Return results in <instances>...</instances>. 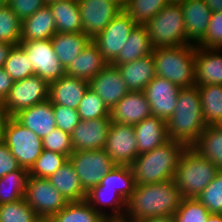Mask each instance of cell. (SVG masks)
I'll list each match as a JSON object with an SVG mask.
<instances>
[{"mask_svg": "<svg viewBox=\"0 0 222 222\" xmlns=\"http://www.w3.org/2000/svg\"><path fill=\"white\" fill-rule=\"evenodd\" d=\"M181 195L174 180L136 185L126 202L122 222H139L157 217H174Z\"/></svg>", "mask_w": 222, "mask_h": 222, "instance_id": "obj_1", "label": "cell"}, {"mask_svg": "<svg viewBox=\"0 0 222 222\" xmlns=\"http://www.w3.org/2000/svg\"><path fill=\"white\" fill-rule=\"evenodd\" d=\"M168 139L192 147L207 127L198 86L181 88L173 115L167 120Z\"/></svg>", "mask_w": 222, "mask_h": 222, "instance_id": "obj_2", "label": "cell"}, {"mask_svg": "<svg viewBox=\"0 0 222 222\" xmlns=\"http://www.w3.org/2000/svg\"><path fill=\"white\" fill-rule=\"evenodd\" d=\"M186 148L184 144L169 139L152 151L138 155L130 165L136 185L172 180Z\"/></svg>", "mask_w": 222, "mask_h": 222, "instance_id": "obj_3", "label": "cell"}, {"mask_svg": "<svg viewBox=\"0 0 222 222\" xmlns=\"http://www.w3.org/2000/svg\"><path fill=\"white\" fill-rule=\"evenodd\" d=\"M156 76L180 88L195 86L196 46L180 45L153 49Z\"/></svg>", "mask_w": 222, "mask_h": 222, "instance_id": "obj_4", "label": "cell"}, {"mask_svg": "<svg viewBox=\"0 0 222 222\" xmlns=\"http://www.w3.org/2000/svg\"><path fill=\"white\" fill-rule=\"evenodd\" d=\"M219 169L199 155L193 148H186L179 159L174 182L182 198H197L215 178Z\"/></svg>", "mask_w": 222, "mask_h": 222, "instance_id": "obj_5", "label": "cell"}, {"mask_svg": "<svg viewBox=\"0 0 222 222\" xmlns=\"http://www.w3.org/2000/svg\"><path fill=\"white\" fill-rule=\"evenodd\" d=\"M152 48L187 45L184 16L180 4H169L146 24Z\"/></svg>", "mask_w": 222, "mask_h": 222, "instance_id": "obj_6", "label": "cell"}, {"mask_svg": "<svg viewBox=\"0 0 222 222\" xmlns=\"http://www.w3.org/2000/svg\"><path fill=\"white\" fill-rule=\"evenodd\" d=\"M2 141L10 149L20 167L30 170L43 151L42 138L27 127L20 124L14 117L6 122Z\"/></svg>", "mask_w": 222, "mask_h": 222, "instance_id": "obj_7", "label": "cell"}, {"mask_svg": "<svg viewBox=\"0 0 222 222\" xmlns=\"http://www.w3.org/2000/svg\"><path fill=\"white\" fill-rule=\"evenodd\" d=\"M24 199L43 221H49L68 201L46 178L29 176Z\"/></svg>", "mask_w": 222, "mask_h": 222, "instance_id": "obj_8", "label": "cell"}, {"mask_svg": "<svg viewBox=\"0 0 222 222\" xmlns=\"http://www.w3.org/2000/svg\"><path fill=\"white\" fill-rule=\"evenodd\" d=\"M69 160L86 192L100 184L101 179L116 166L104 149L74 151Z\"/></svg>", "mask_w": 222, "mask_h": 222, "instance_id": "obj_9", "label": "cell"}, {"mask_svg": "<svg viewBox=\"0 0 222 222\" xmlns=\"http://www.w3.org/2000/svg\"><path fill=\"white\" fill-rule=\"evenodd\" d=\"M50 84L38 75L14 81L8 96L3 101L10 117L49 99Z\"/></svg>", "mask_w": 222, "mask_h": 222, "instance_id": "obj_10", "label": "cell"}, {"mask_svg": "<svg viewBox=\"0 0 222 222\" xmlns=\"http://www.w3.org/2000/svg\"><path fill=\"white\" fill-rule=\"evenodd\" d=\"M135 25L132 18L125 11H121L92 39L108 63H112L118 57Z\"/></svg>", "mask_w": 222, "mask_h": 222, "instance_id": "obj_11", "label": "cell"}, {"mask_svg": "<svg viewBox=\"0 0 222 222\" xmlns=\"http://www.w3.org/2000/svg\"><path fill=\"white\" fill-rule=\"evenodd\" d=\"M32 63L35 75L49 84L65 75V68L57 58L51 39L20 42Z\"/></svg>", "mask_w": 222, "mask_h": 222, "instance_id": "obj_12", "label": "cell"}, {"mask_svg": "<svg viewBox=\"0 0 222 222\" xmlns=\"http://www.w3.org/2000/svg\"><path fill=\"white\" fill-rule=\"evenodd\" d=\"M104 150L116 165L130 166L138 156L134 125L112 122Z\"/></svg>", "mask_w": 222, "mask_h": 222, "instance_id": "obj_13", "label": "cell"}, {"mask_svg": "<svg viewBox=\"0 0 222 222\" xmlns=\"http://www.w3.org/2000/svg\"><path fill=\"white\" fill-rule=\"evenodd\" d=\"M83 33L91 40L101 33L123 9L108 0H78Z\"/></svg>", "mask_w": 222, "mask_h": 222, "instance_id": "obj_14", "label": "cell"}, {"mask_svg": "<svg viewBox=\"0 0 222 222\" xmlns=\"http://www.w3.org/2000/svg\"><path fill=\"white\" fill-rule=\"evenodd\" d=\"M180 89L173 82L156 76L144 90L152 116L164 119L167 122L176 108Z\"/></svg>", "mask_w": 222, "mask_h": 222, "instance_id": "obj_15", "label": "cell"}, {"mask_svg": "<svg viewBox=\"0 0 222 222\" xmlns=\"http://www.w3.org/2000/svg\"><path fill=\"white\" fill-rule=\"evenodd\" d=\"M111 123L110 116L87 121L81 120L70 134L73 150L104 149Z\"/></svg>", "mask_w": 222, "mask_h": 222, "instance_id": "obj_16", "label": "cell"}, {"mask_svg": "<svg viewBox=\"0 0 222 222\" xmlns=\"http://www.w3.org/2000/svg\"><path fill=\"white\" fill-rule=\"evenodd\" d=\"M89 87L109 111L129 92L119 69L111 63L89 81Z\"/></svg>", "mask_w": 222, "mask_h": 222, "instance_id": "obj_17", "label": "cell"}, {"mask_svg": "<svg viewBox=\"0 0 222 222\" xmlns=\"http://www.w3.org/2000/svg\"><path fill=\"white\" fill-rule=\"evenodd\" d=\"M111 122L136 125L152 116L144 91H129L110 111Z\"/></svg>", "mask_w": 222, "mask_h": 222, "instance_id": "obj_18", "label": "cell"}, {"mask_svg": "<svg viewBox=\"0 0 222 222\" xmlns=\"http://www.w3.org/2000/svg\"><path fill=\"white\" fill-rule=\"evenodd\" d=\"M180 5L184 16L187 44L197 46L204 39L212 11L204 0H186Z\"/></svg>", "mask_w": 222, "mask_h": 222, "instance_id": "obj_19", "label": "cell"}, {"mask_svg": "<svg viewBox=\"0 0 222 222\" xmlns=\"http://www.w3.org/2000/svg\"><path fill=\"white\" fill-rule=\"evenodd\" d=\"M222 48L196 46L195 86L222 85Z\"/></svg>", "mask_w": 222, "mask_h": 222, "instance_id": "obj_20", "label": "cell"}, {"mask_svg": "<svg viewBox=\"0 0 222 222\" xmlns=\"http://www.w3.org/2000/svg\"><path fill=\"white\" fill-rule=\"evenodd\" d=\"M89 82L64 75L50 83L49 100L53 105H62L77 110Z\"/></svg>", "mask_w": 222, "mask_h": 222, "instance_id": "obj_21", "label": "cell"}, {"mask_svg": "<svg viewBox=\"0 0 222 222\" xmlns=\"http://www.w3.org/2000/svg\"><path fill=\"white\" fill-rule=\"evenodd\" d=\"M20 124L43 138L56 128L53 104L48 99L13 116Z\"/></svg>", "mask_w": 222, "mask_h": 222, "instance_id": "obj_22", "label": "cell"}, {"mask_svg": "<svg viewBox=\"0 0 222 222\" xmlns=\"http://www.w3.org/2000/svg\"><path fill=\"white\" fill-rule=\"evenodd\" d=\"M108 64L91 40L73 62L65 68V75L89 82Z\"/></svg>", "mask_w": 222, "mask_h": 222, "instance_id": "obj_23", "label": "cell"}, {"mask_svg": "<svg viewBox=\"0 0 222 222\" xmlns=\"http://www.w3.org/2000/svg\"><path fill=\"white\" fill-rule=\"evenodd\" d=\"M134 130L138 155L150 152L169 140L166 121L156 116H149L134 125Z\"/></svg>", "mask_w": 222, "mask_h": 222, "instance_id": "obj_24", "label": "cell"}, {"mask_svg": "<svg viewBox=\"0 0 222 222\" xmlns=\"http://www.w3.org/2000/svg\"><path fill=\"white\" fill-rule=\"evenodd\" d=\"M129 91H144L156 77L153 55L117 65Z\"/></svg>", "mask_w": 222, "mask_h": 222, "instance_id": "obj_25", "label": "cell"}, {"mask_svg": "<svg viewBox=\"0 0 222 222\" xmlns=\"http://www.w3.org/2000/svg\"><path fill=\"white\" fill-rule=\"evenodd\" d=\"M55 19L48 4L22 21L21 42L47 40L56 34Z\"/></svg>", "mask_w": 222, "mask_h": 222, "instance_id": "obj_26", "label": "cell"}, {"mask_svg": "<svg viewBox=\"0 0 222 222\" xmlns=\"http://www.w3.org/2000/svg\"><path fill=\"white\" fill-rule=\"evenodd\" d=\"M85 200L108 221H123L127 201L116 190L90 189ZM108 206L112 213L105 212Z\"/></svg>", "mask_w": 222, "mask_h": 222, "instance_id": "obj_27", "label": "cell"}, {"mask_svg": "<svg viewBox=\"0 0 222 222\" xmlns=\"http://www.w3.org/2000/svg\"><path fill=\"white\" fill-rule=\"evenodd\" d=\"M48 180L68 202L86 199L87 192L81 186L79 177L69 159Z\"/></svg>", "mask_w": 222, "mask_h": 222, "instance_id": "obj_28", "label": "cell"}, {"mask_svg": "<svg viewBox=\"0 0 222 222\" xmlns=\"http://www.w3.org/2000/svg\"><path fill=\"white\" fill-rule=\"evenodd\" d=\"M48 5L55 19L57 33L83 32L78 0H61Z\"/></svg>", "mask_w": 222, "mask_h": 222, "instance_id": "obj_29", "label": "cell"}, {"mask_svg": "<svg viewBox=\"0 0 222 222\" xmlns=\"http://www.w3.org/2000/svg\"><path fill=\"white\" fill-rule=\"evenodd\" d=\"M51 41L57 58L66 68L83 51L91 39L83 32L56 33Z\"/></svg>", "mask_w": 222, "mask_h": 222, "instance_id": "obj_30", "label": "cell"}, {"mask_svg": "<svg viewBox=\"0 0 222 222\" xmlns=\"http://www.w3.org/2000/svg\"><path fill=\"white\" fill-rule=\"evenodd\" d=\"M153 48L150 43L145 25L136 24L120 51L118 57L111 63L114 66L132 62L139 58L152 54Z\"/></svg>", "mask_w": 222, "mask_h": 222, "instance_id": "obj_31", "label": "cell"}, {"mask_svg": "<svg viewBox=\"0 0 222 222\" xmlns=\"http://www.w3.org/2000/svg\"><path fill=\"white\" fill-rule=\"evenodd\" d=\"M135 187L136 182L131 167L116 165L101 179L100 184L91 189L116 190L127 201L134 192Z\"/></svg>", "mask_w": 222, "mask_h": 222, "instance_id": "obj_32", "label": "cell"}, {"mask_svg": "<svg viewBox=\"0 0 222 222\" xmlns=\"http://www.w3.org/2000/svg\"><path fill=\"white\" fill-rule=\"evenodd\" d=\"M191 148L222 170V133L215 126L206 127Z\"/></svg>", "mask_w": 222, "mask_h": 222, "instance_id": "obj_33", "label": "cell"}, {"mask_svg": "<svg viewBox=\"0 0 222 222\" xmlns=\"http://www.w3.org/2000/svg\"><path fill=\"white\" fill-rule=\"evenodd\" d=\"M198 91L206 126H216L222 120V85H200Z\"/></svg>", "mask_w": 222, "mask_h": 222, "instance_id": "obj_34", "label": "cell"}, {"mask_svg": "<svg viewBox=\"0 0 222 222\" xmlns=\"http://www.w3.org/2000/svg\"><path fill=\"white\" fill-rule=\"evenodd\" d=\"M47 222H108L86 201H72Z\"/></svg>", "mask_w": 222, "mask_h": 222, "instance_id": "obj_35", "label": "cell"}, {"mask_svg": "<svg viewBox=\"0 0 222 222\" xmlns=\"http://www.w3.org/2000/svg\"><path fill=\"white\" fill-rule=\"evenodd\" d=\"M29 170L20 167L18 170L0 178V205L13 203L24 198Z\"/></svg>", "mask_w": 222, "mask_h": 222, "instance_id": "obj_36", "label": "cell"}, {"mask_svg": "<svg viewBox=\"0 0 222 222\" xmlns=\"http://www.w3.org/2000/svg\"><path fill=\"white\" fill-rule=\"evenodd\" d=\"M168 0H127L123 11L138 25H145L153 16L158 14Z\"/></svg>", "mask_w": 222, "mask_h": 222, "instance_id": "obj_37", "label": "cell"}, {"mask_svg": "<svg viewBox=\"0 0 222 222\" xmlns=\"http://www.w3.org/2000/svg\"><path fill=\"white\" fill-rule=\"evenodd\" d=\"M3 69L14 81L35 75L32 63L27 58L26 51L20 45L11 48Z\"/></svg>", "mask_w": 222, "mask_h": 222, "instance_id": "obj_38", "label": "cell"}, {"mask_svg": "<svg viewBox=\"0 0 222 222\" xmlns=\"http://www.w3.org/2000/svg\"><path fill=\"white\" fill-rule=\"evenodd\" d=\"M22 21L5 4L0 8V42L19 45L21 42Z\"/></svg>", "mask_w": 222, "mask_h": 222, "instance_id": "obj_39", "label": "cell"}, {"mask_svg": "<svg viewBox=\"0 0 222 222\" xmlns=\"http://www.w3.org/2000/svg\"><path fill=\"white\" fill-rule=\"evenodd\" d=\"M68 159L69 157L66 155L43 149L42 153L29 170V176L48 179L63 166Z\"/></svg>", "mask_w": 222, "mask_h": 222, "instance_id": "obj_40", "label": "cell"}, {"mask_svg": "<svg viewBox=\"0 0 222 222\" xmlns=\"http://www.w3.org/2000/svg\"><path fill=\"white\" fill-rule=\"evenodd\" d=\"M0 222H43L24 198L0 205Z\"/></svg>", "mask_w": 222, "mask_h": 222, "instance_id": "obj_41", "label": "cell"}, {"mask_svg": "<svg viewBox=\"0 0 222 222\" xmlns=\"http://www.w3.org/2000/svg\"><path fill=\"white\" fill-rule=\"evenodd\" d=\"M210 214L197 198H181L174 219L175 222H206Z\"/></svg>", "mask_w": 222, "mask_h": 222, "instance_id": "obj_42", "label": "cell"}, {"mask_svg": "<svg viewBox=\"0 0 222 222\" xmlns=\"http://www.w3.org/2000/svg\"><path fill=\"white\" fill-rule=\"evenodd\" d=\"M77 112L83 121L109 117V110L103 100L90 87L80 101Z\"/></svg>", "mask_w": 222, "mask_h": 222, "instance_id": "obj_43", "label": "cell"}, {"mask_svg": "<svg viewBox=\"0 0 222 222\" xmlns=\"http://www.w3.org/2000/svg\"><path fill=\"white\" fill-rule=\"evenodd\" d=\"M197 199L206 206L211 214H222V170H219Z\"/></svg>", "mask_w": 222, "mask_h": 222, "instance_id": "obj_44", "label": "cell"}, {"mask_svg": "<svg viewBox=\"0 0 222 222\" xmlns=\"http://www.w3.org/2000/svg\"><path fill=\"white\" fill-rule=\"evenodd\" d=\"M42 146L45 150L58 152L68 157L74 152L70 134L57 127L42 138Z\"/></svg>", "mask_w": 222, "mask_h": 222, "instance_id": "obj_45", "label": "cell"}, {"mask_svg": "<svg viewBox=\"0 0 222 222\" xmlns=\"http://www.w3.org/2000/svg\"><path fill=\"white\" fill-rule=\"evenodd\" d=\"M197 46L202 48H222V11L212 12L204 39Z\"/></svg>", "mask_w": 222, "mask_h": 222, "instance_id": "obj_46", "label": "cell"}, {"mask_svg": "<svg viewBox=\"0 0 222 222\" xmlns=\"http://www.w3.org/2000/svg\"><path fill=\"white\" fill-rule=\"evenodd\" d=\"M56 127L69 134L81 121L77 110L62 105H53Z\"/></svg>", "mask_w": 222, "mask_h": 222, "instance_id": "obj_47", "label": "cell"}, {"mask_svg": "<svg viewBox=\"0 0 222 222\" xmlns=\"http://www.w3.org/2000/svg\"><path fill=\"white\" fill-rule=\"evenodd\" d=\"M6 4L23 21L32 16L46 3L44 0H6Z\"/></svg>", "mask_w": 222, "mask_h": 222, "instance_id": "obj_48", "label": "cell"}, {"mask_svg": "<svg viewBox=\"0 0 222 222\" xmlns=\"http://www.w3.org/2000/svg\"><path fill=\"white\" fill-rule=\"evenodd\" d=\"M20 168L6 144L0 140V178Z\"/></svg>", "mask_w": 222, "mask_h": 222, "instance_id": "obj_49", "label": "cell"}, {"mask_svg": "<svg viewBox=\"0 0 222 222\" xmlns=\"http://www.w3.org/2000/svg\"><path fill=\"white\" fill-rule=\"evenodd\" d=\"M14 80L8 75V73L0 68V100L4 101L8 96L10 89L13 87Z\"/></svg>", "mask_w": 222, "mask_h": 222, "instance_id": "obj_50", "label": "cell"}, {"mask_svg": "<svg viewBox=\"0 0 222 222\" xmlns=\"http://www.w3.org/2000/svg\"><path fill=\"white\" fill-rule=\"evenodd\" d=\"M9 117L10 116L3 101L0 100V140L3 138L4 128Z\"/></svg>", "mask_w": 222, "mask_h": 222, "instance_id": "obj_51", "label": "cell"}, {"mask_svg": "<svg viewBox=\"0 0 222 222\" xmlns=\"http://www.w3.org/2000/svg\"><path fill=\"white\" fill-rule=\"evenodd\" d=\"M13 46L14 45L12 44L0 42V68L4 66L8 54Z\"/></svg>", "mask_w": 222, "mask_h": 222, "instance_id": "obj_52", "label": "cell"}, {"mask_svg": "<svg viewBox=\"0 0 222 222\" xmlns=\"http://www.w3.org/2000/svg\"><path fill=\"white\" fill-rule=\"evenodd\" d=\"M212 12L222 11V0H204Z\"/></svg>", "mask_w": 222, "mask_h": 222, "instance_id": "obj_53", "label": "cell"}, {"mask_svg": "<svg viewBox=\"0 0 222 222\" xmlns=\"http://www.w3.org/2000/svg\"><path fill=\"white\" fill-rule=\"evenodd\" d=\"M139 222H175V219L174 217H157V218L145 219Z\"/></svg>", "mask_w": 222, "mask_h": 222, "instance_id": "obj_54", "label": "cell"}, {"mask_svg": "<svg viewBox=\"0 0 222 222\" xmlns=\"http://www.w3.org/2000/svg\"><path fill=\"white\" fill-rule=\"evenodd\" d=\"M206 222H222V214H210Z\"/></svg>", "mask_w": 222, "mask_h": 222, "instance_id": "obj_55", "label": "cell"}, {"mask_svg": "<svg viewBox=\"0 0 222 222\" xmlns=\"http://www.w3.org/2000/svg\"><path fill=\"white\" fill-rule=\"evenodd\" d=\"M117 5H119L122 9H124L127 0H108Z\"/></svg>", "mask_w": 222, "mask_h": 222, "instance_id": "obj_56", "label": "cell"}, {"mask_svg": "<svg viewBox=\"0 0 222 222\" xmlns=\"http://www.w3.org/2000/svg\"><path fill=\"white\" fill-rule=\"evenodd\" d=\"M170 4H180L185 2L186 0H168Z\"/></svg>", "mask_w": 222, "mask_h": 222, "instance_id": "obj_57", "label": "cell"}, {"mask_svg": "<svg viewBox=\"0 0 222 222\" xmlns=\"http://www.w3.org/2000/svg\"><path fill=\"white\" fill-rule=\"evenodd\" d=\"M215 127L222 133V120Z\"/></svg>", "mask_w": 222, "mask_h": 222, "instance_id": "obj_58", "label": "cell"}, {"mask_svg": "<svg viewBox=\"0 0 222 222\" xmlns=\"http://www.w3.org/2000/svg\"><path fill=\"white\" fill-rule=\"evenodd\" d=\"M56 1H61V0H44V2L46 4L52 3V2H56Z\"/></svg>", "mask_w": 222, "mask_h": 222, "instance_id": "obj_59", "label": "cell"}, {"mask_svg": "<svg viewBox=\"0 0 222 222\" xmlns=\"http://www.w3.org/2000/svg\"><path fill=\"white\" fill-rule=\"evenodd\" d=\"M6 4V0H0V8Z\"/></svg>", "mask_w": 222, "mask_h": 222, "instance_id": "obj_60", "label": "cell"}]
</instances>
